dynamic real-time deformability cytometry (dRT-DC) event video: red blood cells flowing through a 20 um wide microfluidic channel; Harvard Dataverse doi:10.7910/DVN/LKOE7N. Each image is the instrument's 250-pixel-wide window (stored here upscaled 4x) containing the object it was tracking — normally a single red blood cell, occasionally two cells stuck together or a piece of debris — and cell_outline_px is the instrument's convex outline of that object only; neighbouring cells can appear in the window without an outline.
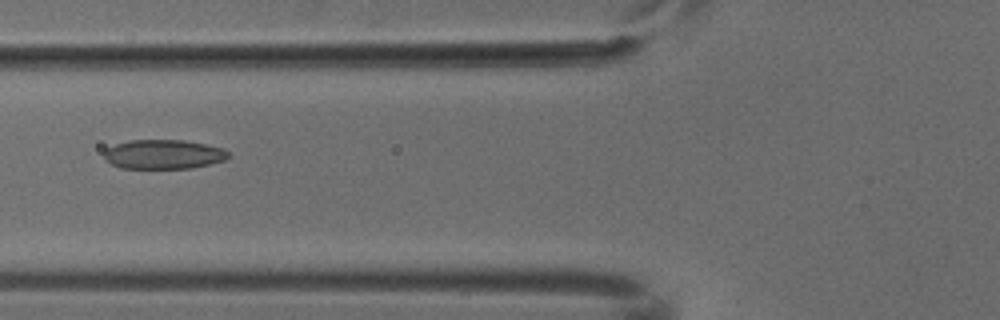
{"species": "common noctule bat (a hibernating species)", "species_latin": "Nyctalus noctula", "temperature_condition": "cold", "stored_images_in_passage": 4, "camera_frame_rate_fps": 3000, "um_per_image_px": 0.085, "animal": {"sex": "male", "body_mass_g": 18.8}, "frame": {"image": 1, "passage_image": 4, "time_ms": 1.0, "image_size_px": [1000, 320], "cell_outline_px": [[232, 156], [224, 160], [192, 168], [120, 168], [104, 160], [104, 152], [108, 148], [116, 144], [128, 140], [184, 140], [208, 144], [224, 148]], "centroid_in_image_um": [13.92, 13.11], "position_along_channel_um": 111.9, "area_um2": 21.39}}